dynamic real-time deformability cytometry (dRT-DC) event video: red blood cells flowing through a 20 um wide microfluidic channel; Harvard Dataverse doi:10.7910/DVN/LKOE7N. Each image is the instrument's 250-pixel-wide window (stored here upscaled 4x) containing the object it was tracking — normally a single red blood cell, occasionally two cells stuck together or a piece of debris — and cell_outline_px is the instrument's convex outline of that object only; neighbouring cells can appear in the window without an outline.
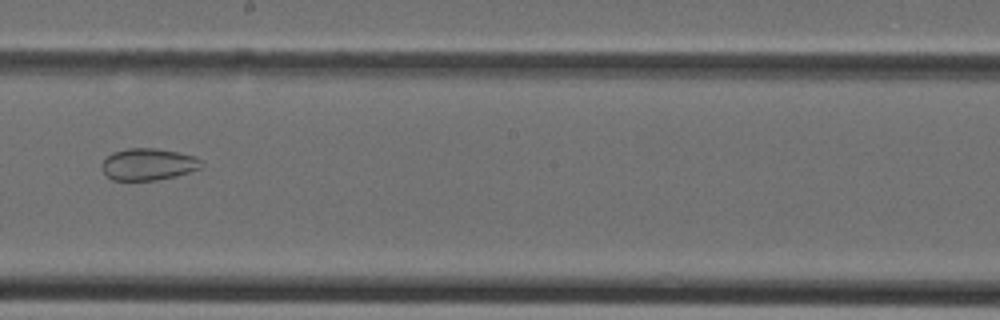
{"species": "Egyptian fruit bat (a non-hibernating species)", "species_latin": "Rousettus aegyptiacus", "temperature_condition": "cold", "stored_images_in_passage": 38, "segment_of_instrument_passage": [2, 2], "camera_frame_rate_fps": 3000, "um_per_image_px": 0.085, "animal": {"sex": "female"}, "frame": {"image": 1, "passage_image": 22, "time_ms": 7.0, "image_size_px": [1000, 320], "cell_outline_px": [[204, 164], [200, 168], [176, 176], [156, 180], [112, 180], [104, 172], [100, 164], [112, 152], [128, 148], [156, 148], [196, 156]], "centroid_in_image_um": [12.6, 13.96], "position_along_channel_um": 235.6, "area_um2": 18.44}}
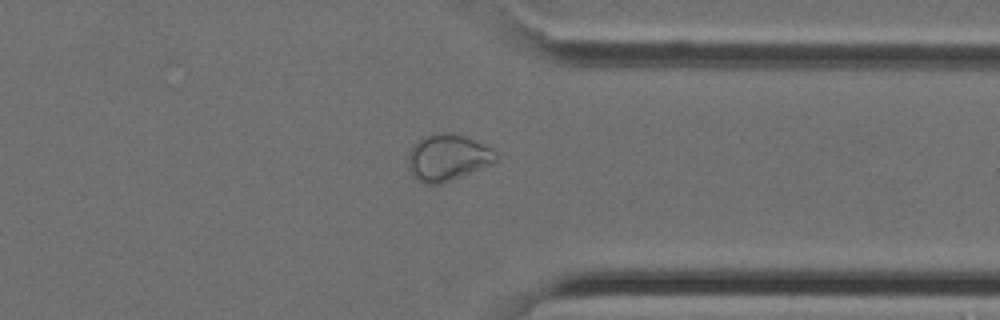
{"frame": {"image": 2, "passage_image": 30, "time_ms": 9.667, "image_size_px": [1000, 320], "cell_outline_px": [[496, 160], [492, 164], [440, 184], [424, 184], [416, 180], [412, 176], [408, 168], [408, 152], [412, 144], [428, 136], [444, 132], [452, 132], [464, 136], [492, 148], [496, 152]], "centroid_in_image_um": [38.01, 13.4], "position_along_channel_um": 373.4, "area_um2": 23.7}}
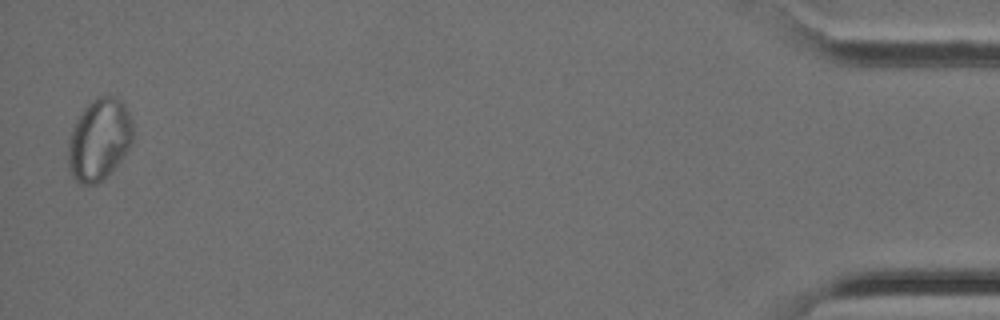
{"frame": {"image": 3, "passage_image": 38, "time_ms": 12.333, "image_size_px": [1000, 320], "cell_outline_px": [[132, 140], [124, 156], [104, 180], [96, 184], [80, 184], [72, 176], [68, 168], [68, 140], [72, 128], [76, 120], [84, 108], [96, 96], [112, 96], [120, 100], [124, 104], [132, 120]], "centroid_in_image_um": [8.41, 11.88], "position_along_channel_um": 426.8, "area_um2": 30.92}}